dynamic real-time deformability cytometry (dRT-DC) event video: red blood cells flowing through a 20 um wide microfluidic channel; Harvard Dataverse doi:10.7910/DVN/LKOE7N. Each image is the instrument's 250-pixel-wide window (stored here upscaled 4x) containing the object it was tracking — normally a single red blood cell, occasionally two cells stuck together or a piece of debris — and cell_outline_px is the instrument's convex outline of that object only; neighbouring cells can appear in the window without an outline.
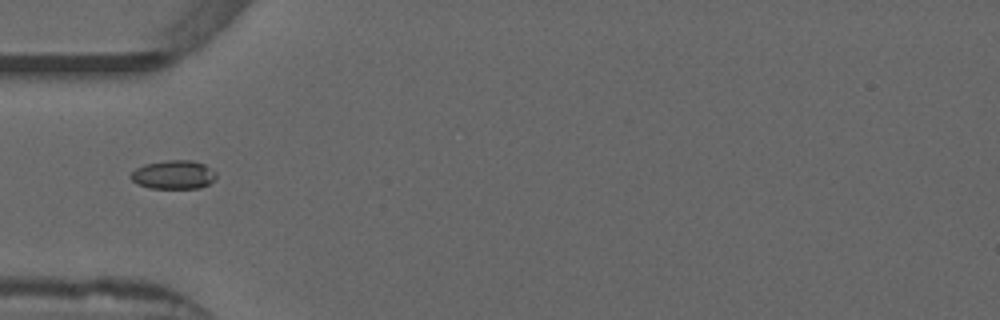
{"species": "common noctule bat (a hibernating species)", "species_latin": "Nyctalus noctula", "temperature_condition": "warm", "stored_images_in_passage": 15, "camera_frame_rate_fps": 3000, "um_per_image_px": 0.085, "animal": {"sex": "male", "forearm_length_mm": 52.5}, "frame": {"image": 1, "passage_image": 1, "time_ms": 0.0, "image_size_px": [1000, 320], "cell_outline_px": [[216, 176], [208, 184], [200, 188], [148, 188], [136, 184], [128, 176], [136, 168], [144, 164], [168, 160], [192, 160], [204, 164], [212, 168], [216, 172]], "centroid_in_image_um": [14.73, 14.85], "position_along_channel_um": 70.3, "area_um2": 14.39}}
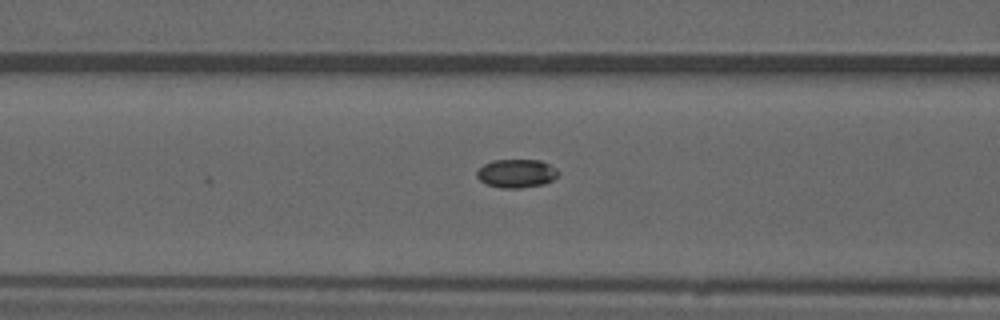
{"frame": {"image": 2, "passage_image": 5, "time_ms": 1.333, "image_size_px": [1000, 320], "cell_outline_px": [[560, 172], [552, 180], [544, 184], [520, 188], [500, 188], [484, 184], [476, 176], [476, 172], [484, 164], [492, 160], [540, 160], [556, 168]], "centroid_in_image_um": [43.88, 14.74], "position_along_channel_um": 122.7, "area_um2": 13.58}}